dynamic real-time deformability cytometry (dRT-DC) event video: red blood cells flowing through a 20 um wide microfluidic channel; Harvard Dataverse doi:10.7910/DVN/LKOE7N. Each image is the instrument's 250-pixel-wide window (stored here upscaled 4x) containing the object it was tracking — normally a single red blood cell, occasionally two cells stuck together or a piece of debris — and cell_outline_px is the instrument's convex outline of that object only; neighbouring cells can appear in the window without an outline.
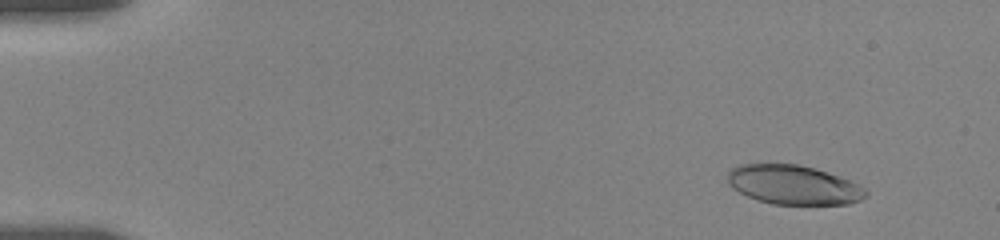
{"species": "human", "species_latin": "Homo sapiens", "temperature_condition": "room temperature", "stored_images_in_passage": 55, "camera_frame_rate_fps": 3000, "um_per_image_px": 0.085, "donor": {"sex": "female"}, "frame": {"image": 1, "passage_image": 5, "time_ms": 1.333, "image_size_px": [1000, 240], "cell_outline_px": [[868, 196], [860, 200], [848, 204], [772, 204], [756, 200], [732, 188], [728, 184], [728, 172], [736, 164], [800, 164], [816, 168], [852, 180], [864, 188], [868, 192]], "centroid_in_image_um": [67.46, 15.7], "position_along_channel_um": 17.5, "area_um2": 31.91}}
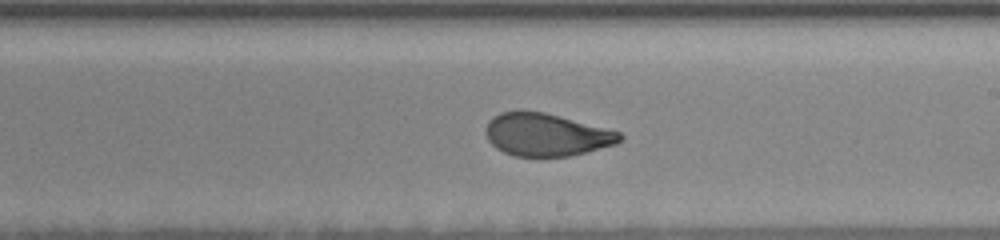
{"frame": {"image": 2, "passage_image": 33, "time_ms": 10.667, "image_size_px": [1000, 240], "cell_outline_px": [[624, 136], [616, 144], [568, 156], [512, 156], [496, 148], [488, 140], [484, 132], [488, 120], [500, 112], [544, 112], [620, 132]], "centroid_in_image_um": [46.4, 11.46], "position_along_channel_um": 242.6, "area_um2": 32.89}}
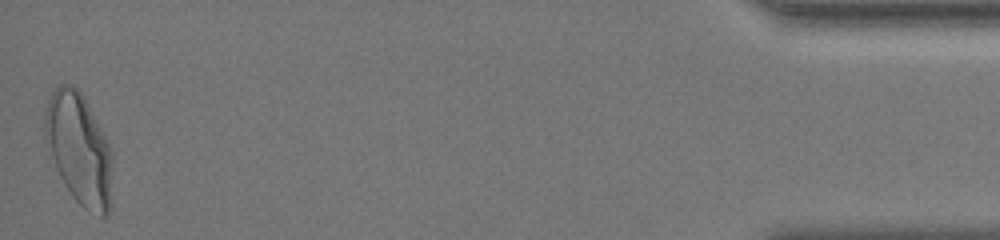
{"frame": {"image": 3, "passage_image": 55, "time_ms": 18.0, "image_size_px": [1000, 240], "cell_outline_px": [[112, 204], [108, 216], [100, 216], [84, 208], [72, 196], [64, 184], [56, 168], [44, 136], [44, 112], [48, 100], [52, 92], [60, 84], [72, 84], [84, 96], [112, 152]], "centroid_in_image_um": [6.73, 12.69], "position_along_channel_um": 428.5, "area_um2": 43.81}, "authors_computed_cell_mechanics": {"area_um2": 34.3332, "velocity_mm_per_s": 3.6456, "shape_relaxation_time_tau1_ms": 5.66, "shape_relaxation_time_tau2_ms": 0.9293, "deformation_change_tau1": 0.2046, "deformation_change_tau2": 0.0649}}